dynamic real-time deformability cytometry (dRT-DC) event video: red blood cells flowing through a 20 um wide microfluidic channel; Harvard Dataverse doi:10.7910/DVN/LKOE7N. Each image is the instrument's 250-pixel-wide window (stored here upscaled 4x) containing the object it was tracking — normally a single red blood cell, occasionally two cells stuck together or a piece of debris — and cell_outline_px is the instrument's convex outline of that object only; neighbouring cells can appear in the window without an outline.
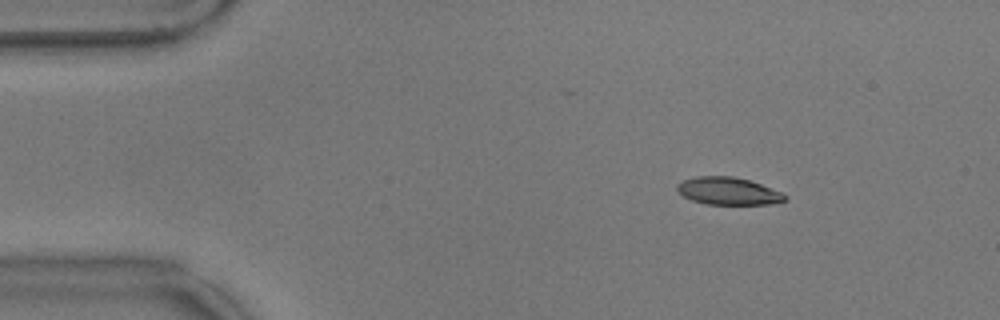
{"species": "common noctule bat (a hibernating species)", "species_latin": "Nyctalus noctula", "temperature_condition": "warm", "stored_images_in_passage": 54, "camera_frame_rate_fps": 3000, "um_per_image_px": 0.085, "animal": {"sex": "male", "body_mass_g": 17.9}, "frame": {"image": 1, "passage_image": 5, "time_ms": 1.333, "image_size_px": [1000, 320], "cell_outline_px": [[788, 196], [784, 200], [768, 204], [704, 204], [692, 200], [684, 196], [676, 188], [676, 184], [684, 180], [696, 176], [732, 176], [748, 180], [760, 184], [780, 192]], "centroid_in_image_um": [61.86, 16.24], "position_along_channel_um": 23.1, "area_um2": 16.99}}
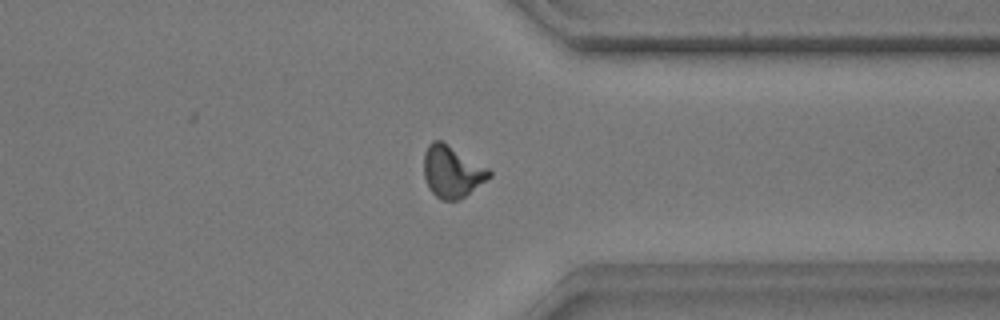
{"frame": {"image": 2, "passage_image": 41, "time_ms": 13.333, "image_size_px": [1000, 320], "cell_outline_px": [[492, 176], [464, 196], [456, 200], [440, 200], [428, 188], [424, 176], [424, 152], [428, 144], [432, 140], [440, 140], [448, 144], [488, 168], [492, 172]], "centroid_in_image_um": [38.4, 14.58], "position_along_channel_um": 373.0, "area_um2": 19.59}}
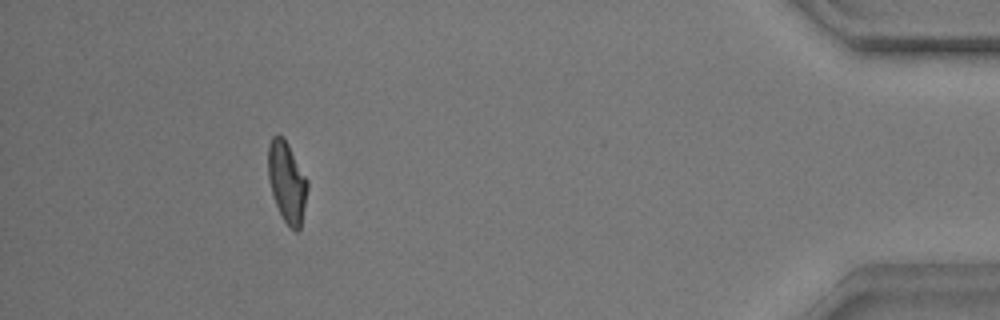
{"frame": {"image": 3, "passage_image": 49, "time_ms": 16.0, "image_size_px": [1000, 320], "cell_outline_px": [[308, 188], [300, 228], [296, 232], [284, 220], [276, 204], [272, 192], [268, 176], [268, 144], [272, 136], [284, 136], [308, 180]], "centroid_in_image_um": [24.39, 15.43], "position_along_channel_um": 410.8, "area_um2": 18.32}, "authors_computed_cell_mechanics": {"area_um2": 18.5538, "velocity_mm_per_s": 3.5361, "shape_relaxation_time_tau1_ms": 4.5446, "shape_relaxation_time_tau2_ms": 1.6627, "deformation_change_tau1": 0.1767, "deformation_change_tau2": 0.0879}}